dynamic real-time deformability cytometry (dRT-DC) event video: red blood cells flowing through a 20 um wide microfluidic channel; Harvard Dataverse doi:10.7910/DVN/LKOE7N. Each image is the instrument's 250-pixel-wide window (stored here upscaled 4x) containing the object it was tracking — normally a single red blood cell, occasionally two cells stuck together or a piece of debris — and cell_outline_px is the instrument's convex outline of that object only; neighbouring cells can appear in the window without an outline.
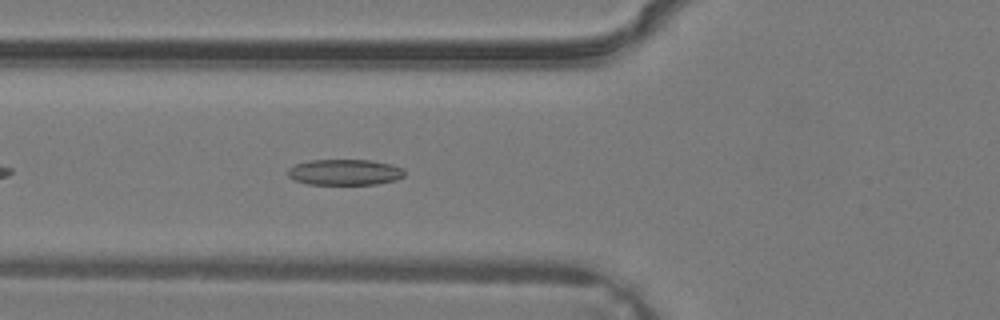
{"species": "common noctule bat (a hibernating species)", "species_latin": "Nyctalus noctula", "temperature_condition": "warm", "stored_images_in_passage": 27, "camera_frame_rate_fps": 3000, "um_per_image_px": 0.085, "animal": {"sex": "male", "body_mass_g": 19.2, "forearm_length_mm": 51.8}, "frame": {"image": 1, "passage_image": 4, "time_ms": 1.0, "image_size_px": [1000, 320], "cell_outline_px": [[404, 176], [396, 180], [376, 184], [308, 184], [296, 180], [288, 176], [288, 168], [296, 164], [308, 160], [372, 160], [392, 164], [404, 168]], "centroid_in_image_um": [29.33, 14.63], "position_along_channel_um": 96.5, "area_um2": 17.63}}
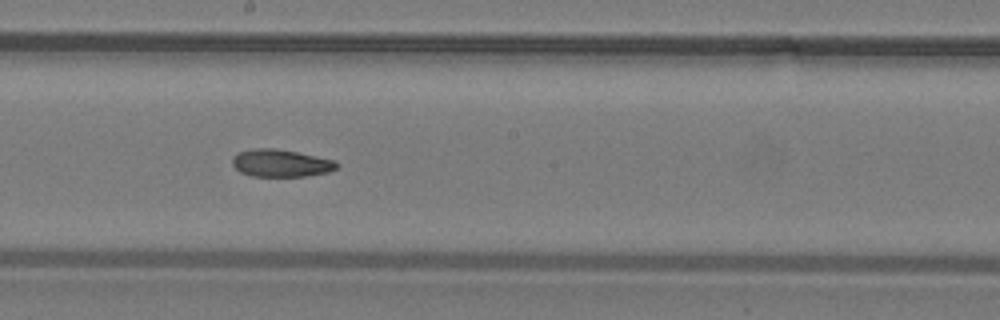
{"frame": {"image": 2, "passage_image": 11, "time_ms": 3.333, "image_size_px": [1000, 320], "cell_outline_px": [[340, 164], [336, 168], [328, 172], [304, 176], [252, 176], [240, 172], [232, 164], [232, 160], [240, 152], [252, 148], [272, 148], [296, 152], [336, 160]], "centroid_in_image_um": [23.9, 13.87], "position_along_channel_um": 224.3, "area_um2": 16.53}}
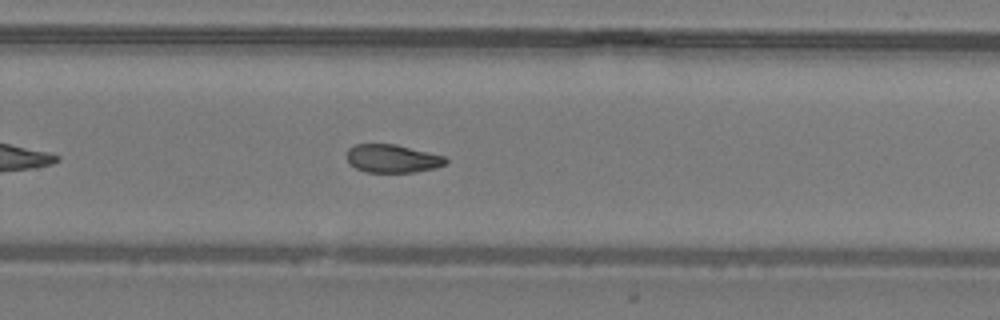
{"frame": {"image": 3, "passage_image": 15, "time_ms": 4.667, "image_size_px": [1000, 320], "cell_outline_px": [[448, 160], [444, 164], [436, 168], [416, 172], [364, 172], [356, 168], [344, 156], [348, 148], [356, 144], [396, 144], [444, 156]], "centroid_in_image_um": [33.32, 13.47], "position_along_channel_um": 296.5, "area_um2": 16.3}}